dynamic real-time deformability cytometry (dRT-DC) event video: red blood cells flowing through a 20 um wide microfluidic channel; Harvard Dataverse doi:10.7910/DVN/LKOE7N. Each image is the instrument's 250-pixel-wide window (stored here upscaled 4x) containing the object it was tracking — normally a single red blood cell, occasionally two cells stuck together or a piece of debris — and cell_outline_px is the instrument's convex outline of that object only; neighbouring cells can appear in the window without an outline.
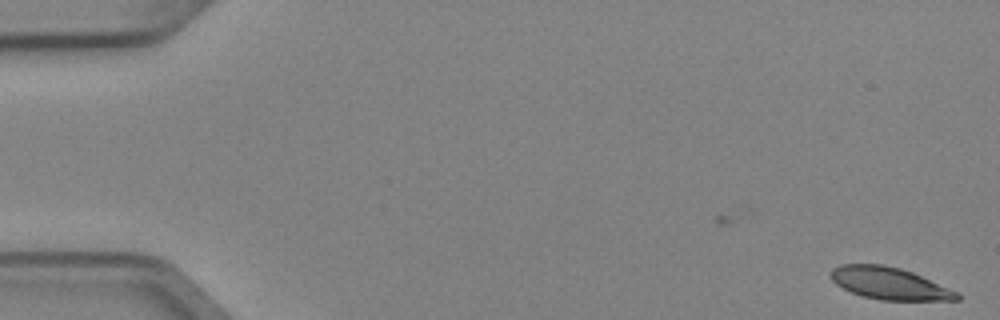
{"species": "Egyptian fruit bat (a non-hibernating species)", "species_latin": "Rousettus aegyptiacus", "temperature_condition": "cold", "stored_images_in_passage": 5, "camera_frame_rate_fps": 3000, "um_per_image_px": 0.085, "animal": {"sex": "female"}, "frame": {"image": 1, "passage_image": 1, "time_ms": 0.0, "image_size_px": [1000, 320], "cell_outline_px": [[960, 300], [880, 300], [864, 296], [852, 292], [836, 284], [832, 280], [832, 268], [840, 264], [880, 264], [900, 268], [912, 272], [960, 292]], "centroid_in_image_um": [75.64, 24.09], "position_along_channel_um": 9.4, "area_um2": 23.47}}
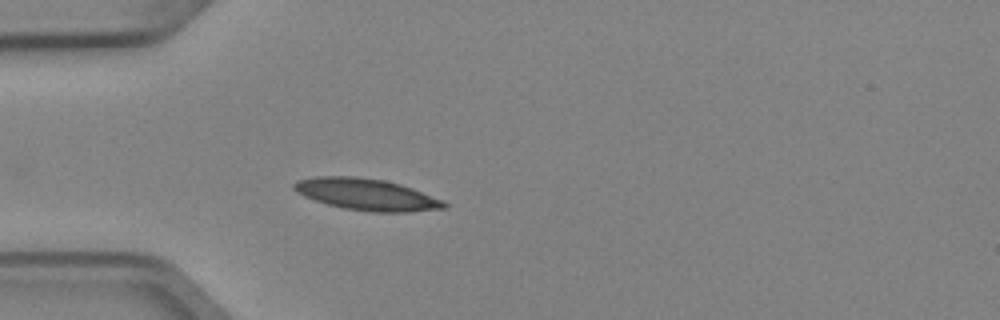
{"frame": {"image": 2, "passage_image": 5, "time_ms": 1.333, "image_size_px": [1000, 320], "cell_outline_px": [[448, 208], [408, 212], [372, 212], [344, 208], [328, 204], [304, 196], [296, 192], [292, 188], [292, 184], [296, 180], [316, 176], [356, 176], [384, 180], [400, 184], [412, 188], [444, 200], [448, 204]], "centroid_in_image_um": [31.17, 16.52], "position_along_channel_um": 53.8, "area_um2": 27.8}}